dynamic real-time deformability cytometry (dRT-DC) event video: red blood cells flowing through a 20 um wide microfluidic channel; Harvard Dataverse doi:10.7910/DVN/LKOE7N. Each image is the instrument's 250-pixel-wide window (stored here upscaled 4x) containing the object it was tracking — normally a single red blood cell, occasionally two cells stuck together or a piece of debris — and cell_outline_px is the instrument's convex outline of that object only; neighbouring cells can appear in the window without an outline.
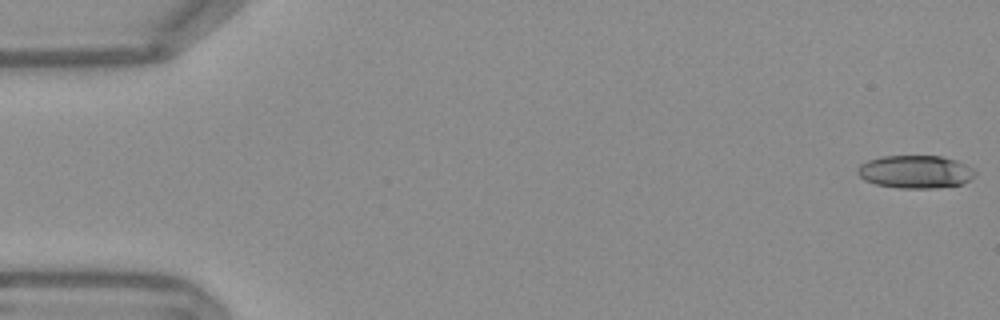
{"species": "Egyptian fruit bat (a non-hibernating species)", "species_latin": "Rousettus aegyptiacus", "temperature_condition": "warm", "stored_images_in_passage": 53, "camera_frame_rate_fps": 3000, "um_per_image_px": 0.085, "frame": {"image": 1, "passage_image": 1, "time_ms": 0.0, "image_size_px": [1000, 320], "cell_outline_px": [[976, 172], [964, 184], [936, 188], [900, 188], [876, 184], [864, 180], [856, 172], [856, 168], [860, 164], [868, 160], [880, 156], [940, 156], [956, 160], [972, 168]], "centroid_in_image_um": [77.77, 14.6], "position_along_channel_um": 7.2, "area_um2": 22.54}}
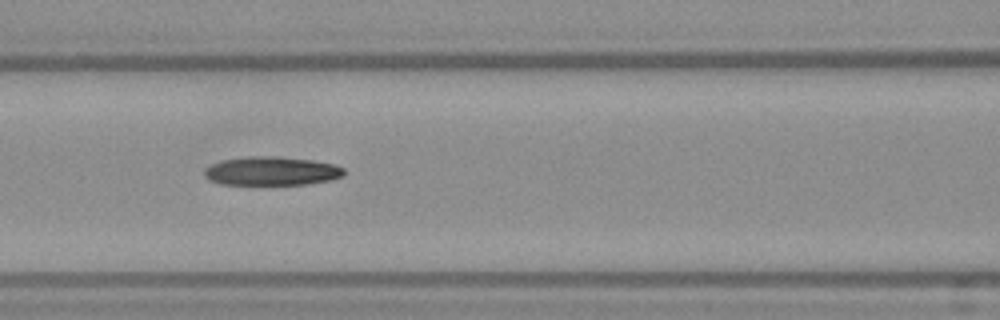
{"frame": {"image": 2, "passage_image": 23, "time_ms": 7.333, "image_size_px": [1000, 320], "cell_outline_px": [[344, 176], [332, 180], [308, 184], [220, 184], [208, 180], [204, 176], [204, 168], [220, 160], [248, 156], [276, 156], [312, 160], [336, 164], [344, 168]], "centroid_in_image_um": [23.09, 14.53], "position_along_channel_um": 143.5, "area_um2": 23.64}}
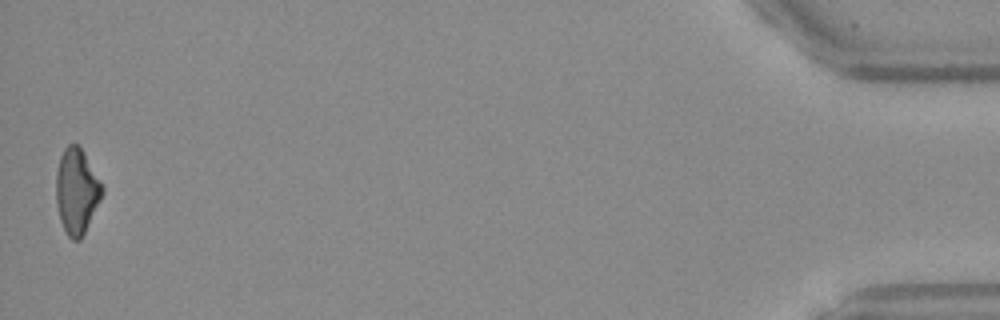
{"frame": {"image": 3, "passage_image": 53, "time_ms": 17.333, "image_size_px": [1000, 320], "cell_outline_px": [[104, 192], [80, 240], [72, 240], [68, 236], [60, 220], [56, 204], [56, 172], [60, 156], [64, 148], [68, 144], [76, 144], [80, 148], [104, 188]], "centroid_in_image_um": [6.49, 16.26], "position_along_channel_um": 428.7, "area_um2": 22.48}}